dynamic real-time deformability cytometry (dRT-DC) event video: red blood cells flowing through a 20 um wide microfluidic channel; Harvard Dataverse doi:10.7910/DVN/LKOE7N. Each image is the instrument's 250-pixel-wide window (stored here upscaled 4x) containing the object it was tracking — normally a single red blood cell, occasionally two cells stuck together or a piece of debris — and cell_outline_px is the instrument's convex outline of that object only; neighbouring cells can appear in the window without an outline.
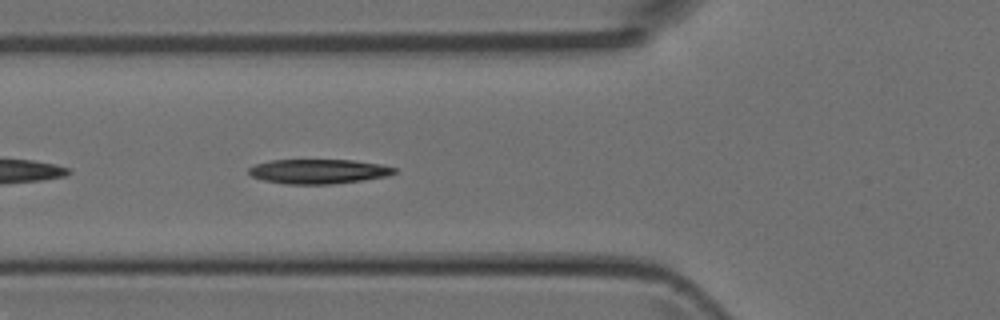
{"species": "Egyptian fruit bat (a non-hibernating species)", "species_latin": "Rousettus aegyptiacus", "temperature_condition": "room temperature", "stored_images_in_passage": 31, "camera_frame_rate_fps": 3000, "um_per_image_px": 0.085, "animal": {"sex": "female"}, "frame": {"image": 1, "passage_image": 4, "time_ms": 1.0, "image_size_px": [1000, 320], "cell_outline_px": [[396, 172], [388, 176], [332, 184], [284, 184], [264, 180], [252, 176], [248, 172], [248, 168], [256, 164], [272, 160], [352, 160], [380, 164], [396, 168]], "centroid_in_image_um": [27.06, 14.57], "position_along_channel_um": 98.7, "area_um2": 20.69}}
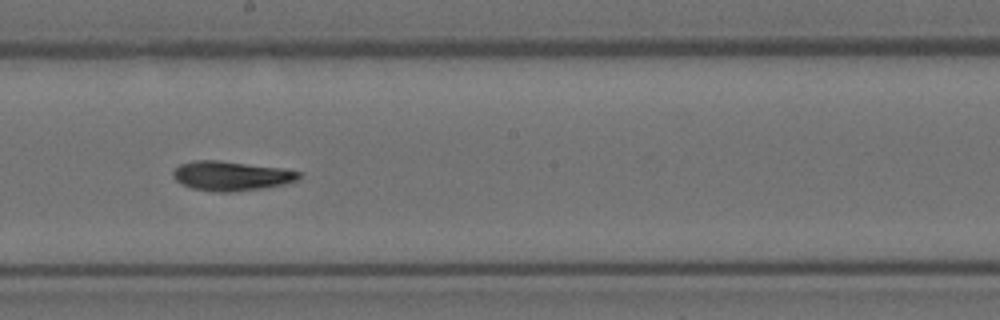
{"frame": {"image": 2, "passage_image": 13, "time_ms": 4.0, "image_size_px": [1000, 320], "cell_outline_px": [[300, 176], [296, 180], [284, 184], [264, 188], [232, 192], [216, 192], [192, 188], [180, 184], [172, 176], [172, 172], [180, 164], [196, 160], [216, 160], [284, 168], [300, 172]], "centroid_in_image_um": [19.63, 14.95], "position_along_channel_um": 228.6, "area_um2": 21.62}}
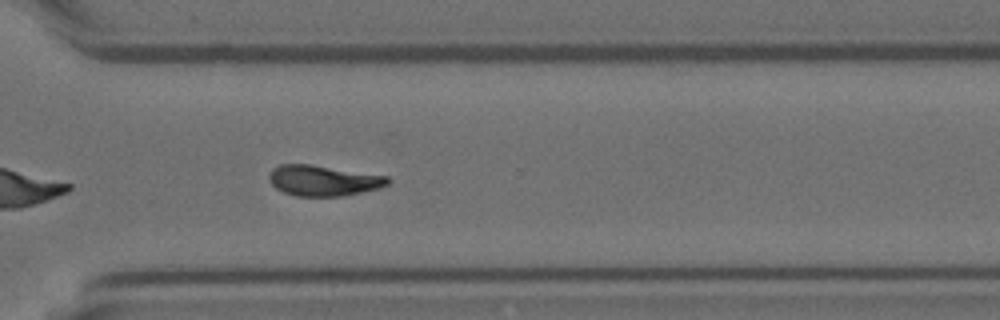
{"frame": {"image": 3, "passage_image": 21, "time_ms": 6.667, "image_size_px": [1000, 320], "cell_outline_px": [[388, 184], [380, 188], [344, 196], [296, 196], [284, 192], [276, 188], [268, 180], [268, 176], [272, 168], [280, 164], [308, 164], [388, 176]], "centroid_in_image_um": [27.45, 15.35], "position_along_channel_um": 343.2, "area_um2": 21.1}}